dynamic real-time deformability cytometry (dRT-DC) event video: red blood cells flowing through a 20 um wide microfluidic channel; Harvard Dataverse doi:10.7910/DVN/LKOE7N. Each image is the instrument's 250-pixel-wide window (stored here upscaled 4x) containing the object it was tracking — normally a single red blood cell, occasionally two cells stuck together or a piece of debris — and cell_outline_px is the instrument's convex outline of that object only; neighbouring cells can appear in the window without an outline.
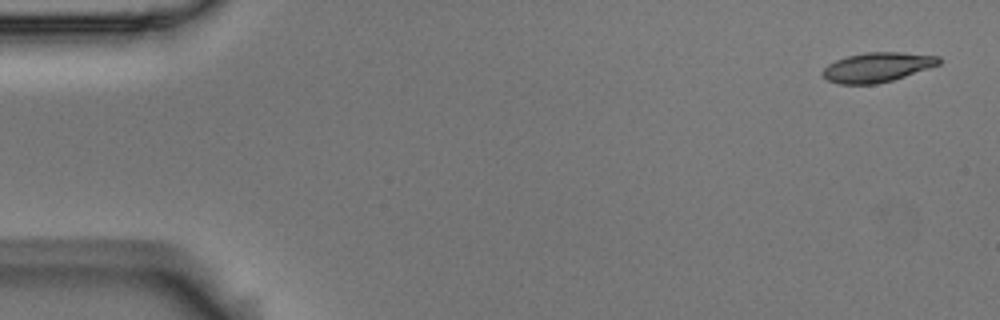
{"species": "Egyptian fruit bat (a non-hibernating species)", "species_latin": "Rousettus aegyptiacus", "temperature_condition": "room temperature", "stored_images_in_passage": 4, "camera_frame_rate_fps": 3000, "um_per_image_px": 0.085, "animal": {"sex": "male"}, "frame": {"image": 1, "passage_image": 1, "time_ms": 0.0, "image_size_px": [1000, 320], "cell_outline_px": [[940, 64], [892, 80], [876, 84], [840, 84], [828, 80], [820, 72], [828, 64], [836, 60], [848, 56], [864, 52], [904, 52], [940, 56]], "centroid_in_image_um": [74.55, 5.7], "position_along_channel_um": 10.4, "area_um2": 19.94}}